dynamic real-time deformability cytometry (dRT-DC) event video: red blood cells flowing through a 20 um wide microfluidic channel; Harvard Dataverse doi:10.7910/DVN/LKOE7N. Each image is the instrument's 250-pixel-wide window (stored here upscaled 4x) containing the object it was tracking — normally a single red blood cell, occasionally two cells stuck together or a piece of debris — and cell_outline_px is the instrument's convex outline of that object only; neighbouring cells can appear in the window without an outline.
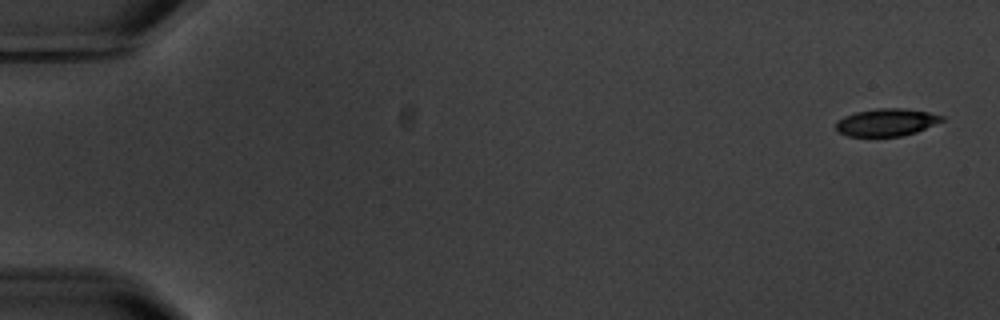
{"species": "common noctule bat (a hibernating species)", "species_latin": "Nyctalus noctula", "temperature_condition": "warm", "stored_images_in_passage": 4, "camera_frame_rate_fps": 3000, "um_per_image_px": 0.085, "animal": {"sex": "male", "body_mass_g": 20.1, "forearm_length_mm": 53.5}, "frame": {"image": 1, "passage_image": 1, "time_ms": 0.0, "image_size_px": [1000, 320], "cell_outline_px": [[944, 120], [916, 132], [900, 136], [848, 136], [836, 132], [836, 120], [844, 116], [856, 112], [876, 108], [900, 108], [928, 112], [944, 116]], "centroid_in_image_um": [75.31, 10.4], "position_along_channel_um": 9.7, "area_um2": 16.94}}